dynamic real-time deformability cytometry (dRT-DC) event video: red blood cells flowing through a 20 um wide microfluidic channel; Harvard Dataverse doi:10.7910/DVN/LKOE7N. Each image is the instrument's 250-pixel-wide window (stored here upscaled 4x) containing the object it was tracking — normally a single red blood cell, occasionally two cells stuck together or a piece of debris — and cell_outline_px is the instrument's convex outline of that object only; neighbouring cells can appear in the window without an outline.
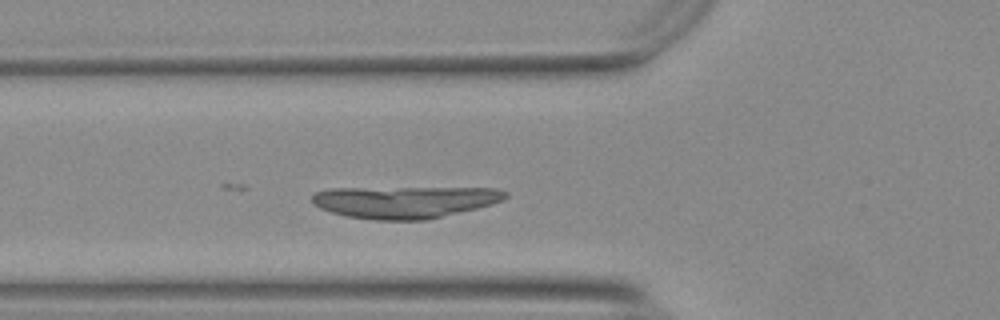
{"species": "Egyptian fruit bat (a non-hibernating species)", "species_latin": "Rousettus aegyptiacus", "temperature_condition": "warm", "stored_images_in_passage": 42, "camera_frame_rate_fps": 3000, "um_per_image_px": 0.085, "animal": {"sex": "female"}, "frame": {"image": 1, "passage_image": 8, "time_ms": 2.333, "image_size_px": [1000, 320], "cell_outline_px": [[508, 196], [504, 200], [492, 204], [476, 208], [424, 220], [376, 220], [344, 216], [320, 208], [312, 204], [312, 196], [316, 192], [332, 188], [496, 188], [508, 192]], "centroid_in_image_um": [34.39, 17.16], "position_along_channel_um": 91.4, "area_um2": 36.01}}
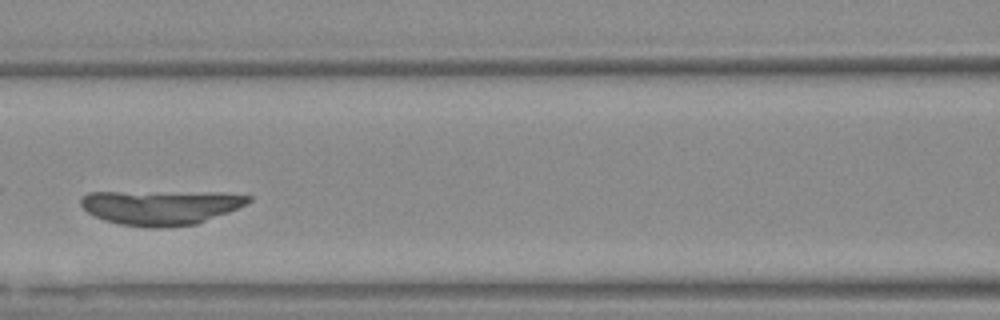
{"frame": {"image": 2, "passage_image": 13, "time_ms": 4.0, "image_size_px": [1000, 320], "cell_outline_px": [[252, 200], [228, 212], [196, 224], [164, 228], [144, 228], [120, 224], [104, 220], [88, 212], [80, 204], [80, 200], [88, 192], [220, 192], [252, 196]], "centroid_in_image_um": [13.66, 17.62], "position_along_channel_um": 152.9, "area_um2": 33.87}}
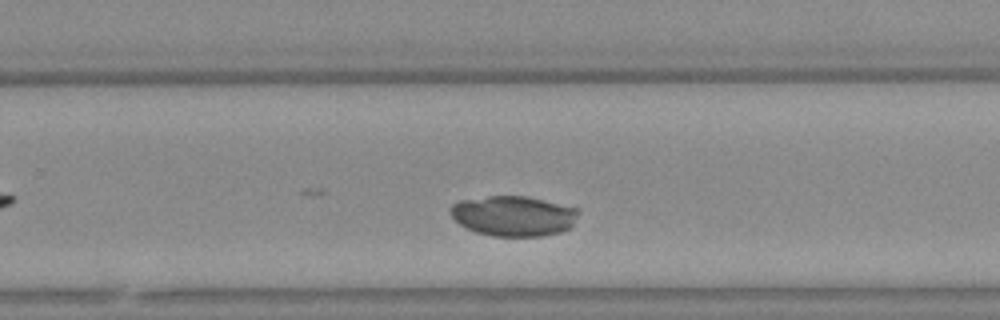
{"frame": {"image": 3, "passage_image": 24, "time_ms": 7.667, "image_size_px": [1000, 320], "cell_outline_px": [[580, 212], [572, 228], [560, 232], [540, 236], [492, 236], [476, 232], [460, 224], [452, 216], [452, 204], [460, 200], [488, 196], [524, 196], [544, 200], [580, 208]], "centroid_in_image_um": [43.71, 18.35], "position_along_channel_um": 286.1, "area_um2": 30.06}}